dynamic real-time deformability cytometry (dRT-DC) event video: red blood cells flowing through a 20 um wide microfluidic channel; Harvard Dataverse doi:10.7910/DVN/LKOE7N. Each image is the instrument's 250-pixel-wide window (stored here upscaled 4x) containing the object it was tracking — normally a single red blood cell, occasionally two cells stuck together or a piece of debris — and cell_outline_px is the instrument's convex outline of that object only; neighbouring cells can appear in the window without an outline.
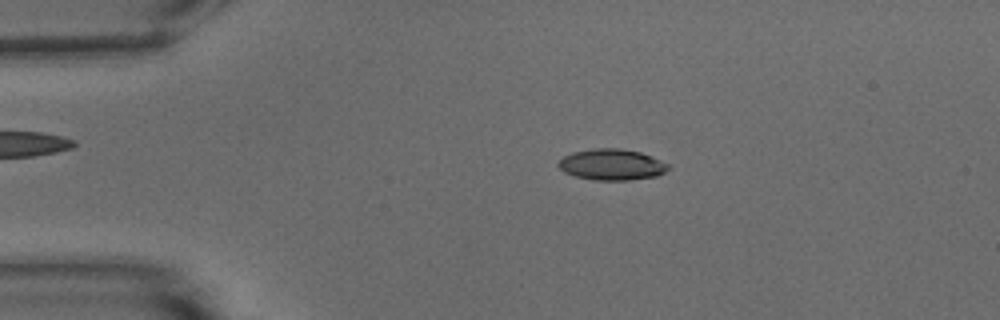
{"species": "common noctule bat (a hibernating species)", "species_latin": "Nyctalus noctula", "temperature_condition": "warm", "stored_images_in_passage": 53, "camera_frame_rate_fps": 3000, "um_per_image_px": 0.085, "animal": {"sex": "male", "body_mass_g": 15.6}, "frame": {"image": 1, "passage_image": 10, "time_ms": 3.0, "image_size_px": [1000, 320], "cell_outline_px": [[668, 168], [664, 172], [656, 176], [628, 180], [592, 180], [576, 176], [564, 172], [556, 164], [564, 156], [572, 152], [592, 148], [620, 148], [640, 152], [660, 160], [668, 164]], "centroid_in_image_um": [51.96, 13.98], "position_along_channel_um": 33.0, "area_um2": 19.83}}
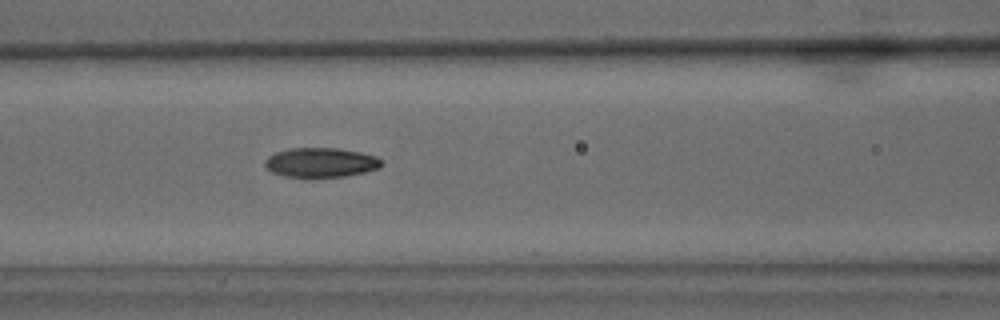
{"frame": {"image": 2, "passage_image": 22, "time_ms": 7.0, "image_size_px": [1000, 320], "cell_outline_px": [[384, 164], [380, 168], [364, 172], [344, 176], [284, 176], [272, 172], [264, 164], [264, 160], [268, 156], [276, 152], [292, 148], [336, 148], [360, 152], [376, 156], [384, 160]], "centroid_in_image_um": [27.31, 13.8], "position_along_channel_um": 139.3, "area_um2": 19.88}}
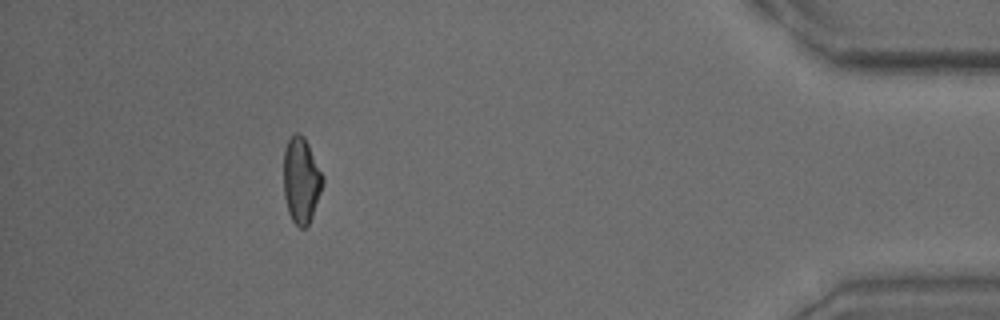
{"frame": {"image": 3, "passage_image": 48, "time_ms": 15.667, "image_size_px": [1000, 320], "cell_outline_px": [[324, 184], [312, 216], [308, 224], [304, 228], [300, 228], [292, 220], [288, 212], [284, 196], [284, 148], [288, 140], [296, 132], [300, 132], [304, 136], [324, 176]], "centroid_in_image_um": [25.61, 15.31], "position_along_channel_um": 409.6, "area_um2": 19.65}, "authors_computed_cell_mechanics": {"area_um2": 19.8254, "velocity_mm_per_s": 3.7554, "shape_relaxation_time_tau1_ms": 5.0725, "shape_relaxation_time_tau2_ms": 1.8421, "deformation_change_tau1": 0.1661, "deformation_change_tau2": 0.0697}}